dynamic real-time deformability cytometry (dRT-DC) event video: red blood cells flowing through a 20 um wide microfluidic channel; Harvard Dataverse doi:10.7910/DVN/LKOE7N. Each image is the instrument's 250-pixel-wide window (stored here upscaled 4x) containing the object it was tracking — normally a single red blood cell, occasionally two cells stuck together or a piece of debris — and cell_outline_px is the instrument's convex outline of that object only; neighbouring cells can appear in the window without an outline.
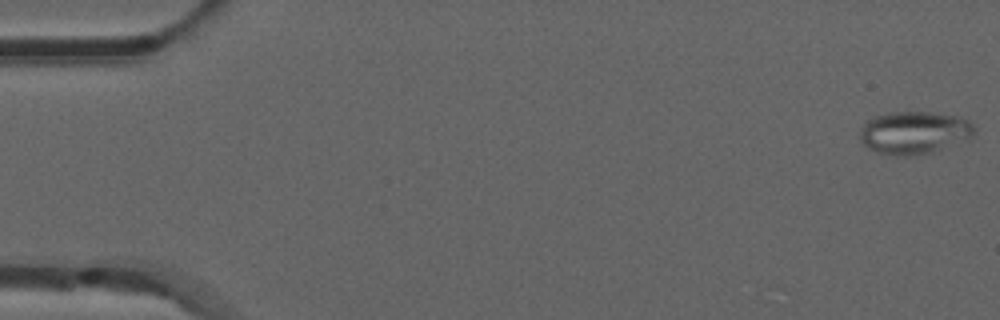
{"species": "common noctule bat (a hibernating species)", "species_latin": "Nyctalus noctula", "temperature_condition": "room temperature", "stored_images_in_passage": 52, "camera_frame_rate_fps": 3000, "um_per_image_px": 0.085, "animal": {"sex": "male", "forearm_length_mm": 52.5}, "frame": {"image": 1, "passage_image": 1, "time_ms": 0.0, "image_size_px": [1000, 320], "cell_outline_px": [[976, 132], [972, 136], [932, 152], [912, 156], [896, 156], [880, 152], [868, 148], [860, 140], [860, 132], [864, 124], [872, 116], [888, 112], [928, 112], [960, 116], [968, 120], [976, 128]], "centroid_in_image_um": [77.69, 11.26], "position_along_channel_um": 7.3, "area_um2": 28.38}}
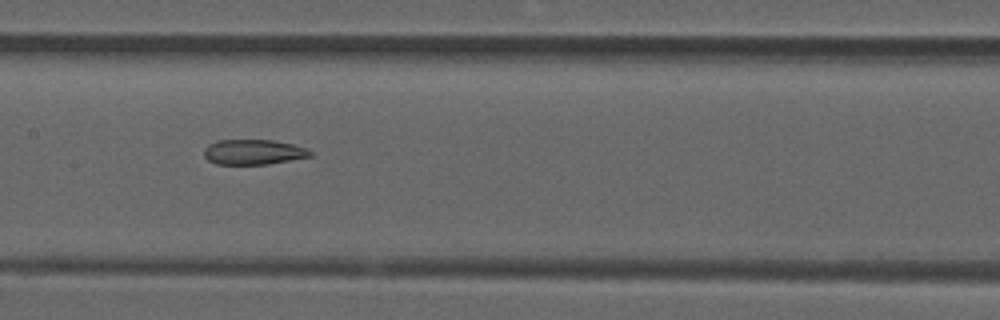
{"frame": {"image": 2, "passage_image": 26, "time_ms": 8.333, "image_size_px": [1000, 320], "cell_outline_px": [[312, 156], [268, 164], [216, 164], [208, 160], [204, 156], [204, 148], [208, 144], [216, 140], [272, 140], [292, 144], [304, 148], [312, 152]], "centroid_in_image_um": [21.5, 12.92], "position_along_channel_um": 185.9, "area_um2": 15.49}}
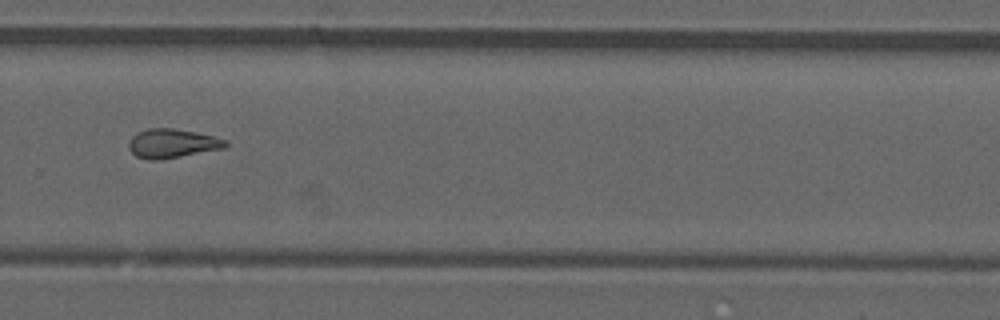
{"frame": {"image": 3, "passage_image": 36, "time_ms": 11.667, "image_size_px": [1000, 320], "cell_outline_px": [[228, 144], [224, 148], [160, 160], [152, 160], [136, 156], [128, 148], [128, 144], [132, 136], [136, 132], [148, 128], [172, 128], [196, 132], [228, 140]], "centroid_in_image_um": [14.62, 12.18], "position_along_channel_um": 315.2, "area_um2": 16.36}, "authors_computed_cell_mechanics": {"area_um2": 16.762, "velocity_mm_per_s": 3.8934, "shape_relaxation_time_tau1_ms": null, "shape_relaxation_time_tau2_ms": 3.8043, "deformation_change_tau1": null, "deformation_change_tau2": 0.1187}}